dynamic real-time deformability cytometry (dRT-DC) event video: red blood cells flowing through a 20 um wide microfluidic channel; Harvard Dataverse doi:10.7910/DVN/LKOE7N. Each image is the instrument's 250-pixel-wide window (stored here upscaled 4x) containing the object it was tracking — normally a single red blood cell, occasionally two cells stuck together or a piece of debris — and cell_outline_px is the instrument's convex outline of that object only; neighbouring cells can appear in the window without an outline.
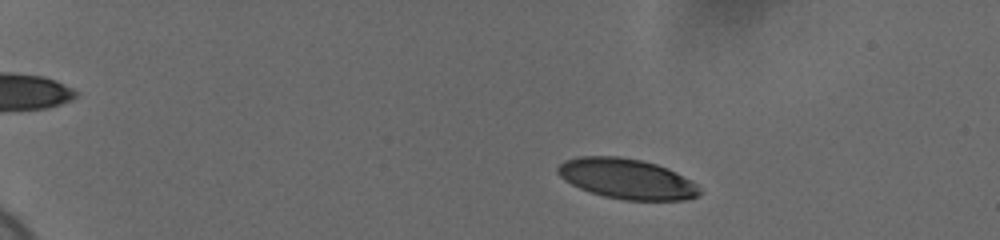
{"species": "human", "species_latin": "Homo sapiens", "temperature_condition": "cold", "stored_images_in_passage": 54, "camera_frame_rate_fps": 3000, "um_per_image_px": 0.085, "donor": {"sex": "female"}, "frame": {"image": 1, "passage_image": 7, "time_ms": 2.0, "image_size_px": [1000, 240], "cell_outline_px": [[700, 192], [696, 196], [684, 200], [624, 200], [604, 196], [580, 188], [564, 180], [556, 172], [556, 168], [564, 160], [580, 156], [620, 156], [640, 160], [656, 164], [668, 168], [692, 180], [700, 188]], "centroid_in_image_um": [53.27, 15.19], "position_along_channel_um": 31.7, "area_um2": 33.23}}
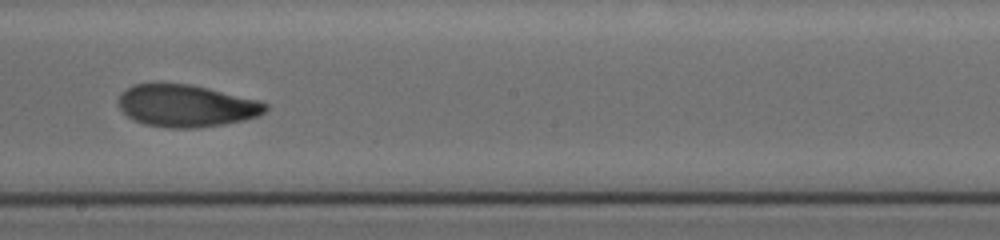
{"frame": {"image": 2, "passage_image": 32, "time_ms": 10.333, "image_size_px": [1000, 240], "cell_outline_px": [[268, 108], [264, 112], [256, 116], [244, 120], [224, 124], [196, 128], [168, 128], [144, 124], [132, 120], [120, 108], [116, 100], [120, 92], [132, 84], [188, 84], [208, 88], [260, 100], [268, 104]], "centroid_in_image_um": [15.8, 8.99], "position_along_channel_um": 232.4, "area_um2": 36.3}}
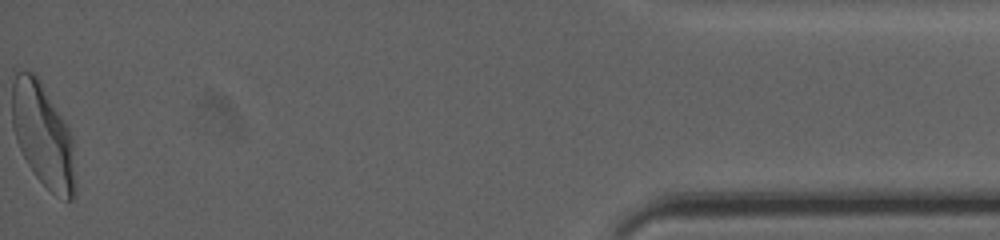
{"frame": {"image": 3, "passage_image": 54, "time_ms": 17.667, "image_size_px": [1000, 240], "cell_outline_px": [[76, 196], [72, 200], [68, 200], [52, 192], [32, 172], [16, 140], [12, 128], [12, 68], [36, 72], [68, 128], [72, 136], [76, 184]], "centroid_in_image_um": [3.63, 11.42], "position_along_channel_um": 431.6, "area_um2": 38.67}, "authors_computed_cell_mechanics": {"area_um2": 35.6626, "velocity_mm_per_s": 3.6834, "shape_relaxation_time_tau1_ms": 5.8355, "shape_relaxation_time_tau2_ms": 2.3147, "deformation_change_tau1": 0.1977, "deformation_change_tau2": 0.0707}}